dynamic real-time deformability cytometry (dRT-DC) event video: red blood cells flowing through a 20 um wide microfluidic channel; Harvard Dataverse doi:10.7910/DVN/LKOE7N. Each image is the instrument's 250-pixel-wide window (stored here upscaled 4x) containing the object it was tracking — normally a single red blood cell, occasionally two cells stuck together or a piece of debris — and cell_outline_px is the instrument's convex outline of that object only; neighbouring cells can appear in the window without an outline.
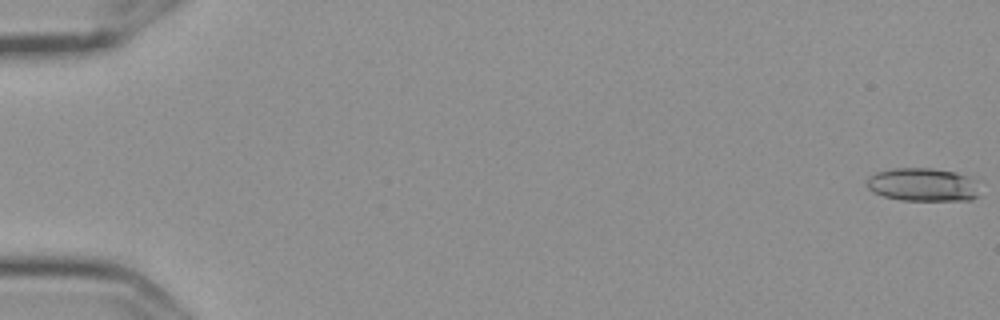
{"species": "Egyptian fruit bat (a non-hibernating species)", "species_latin": "Rousettus aegyptiacus", "temperature_condition": "cold", "stored_images_in_passage": 58, "camera_frame_rate_fps": 3000, "um_per_image_px": 0.085, "frame": {"image": 1, "passage_image": 1, "time_ms": 0.0, "image_size_px": [1000, 320], "cell_outline_px": [[980, 196], [972, 200], [900, 200], [884, 196], [872, 192], [868, 188], [868, 176], [876, 172], [892, 168], [932, 168], [956, 172], [968, 176], [976, 180]], "centroid_in_image_um": [78.47, 15.69], "position_along_channel_um": 6.5, "area_um2": 22.14}}
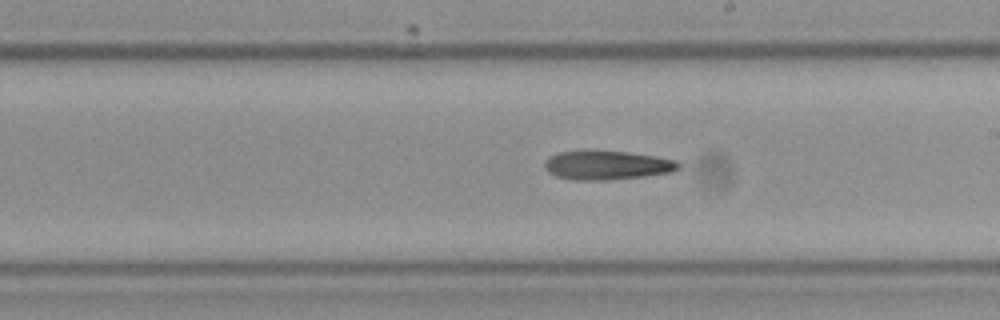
{"frame": {"image": 2, "passage_image": 34, "time_ms": 11.0, "image_size_px": [1000, 320], "cell_outline_px": [[680, 168], [672, 172], [644, 176], [608, 180], [572, 180], [556, 176], [548, 172], [544, 164], [548, 156], [560, 152], [628, 152], [656, 156], [676, 160], [680, 164]], "centroid_in_image_um": [51.62, 14.06], "position_along_channel_um": 237.4, "area_um2": 22.31}}
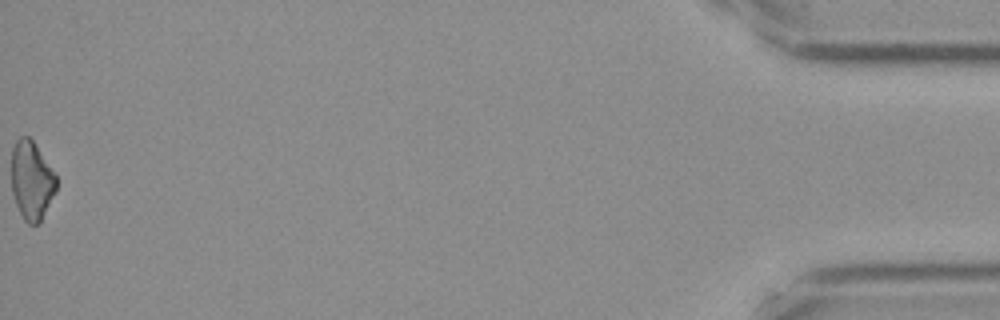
{"frame": {"image": 3, "passage_image": 58, "time_ms": 19.0, "image_size_px": [1000, 320], "cell_outline_px": [[56, 192], [40, 224], [28, 224], [24, 220], [16, 204], [12, 192], [12, 148], [16, 140], [20, 136], [28, 136], [32, 140], [56, 176]], "centroid_in_image_um": [2.68, 15.37], "position_along_channel_um": 432.5, "area_um2": 20.46}}